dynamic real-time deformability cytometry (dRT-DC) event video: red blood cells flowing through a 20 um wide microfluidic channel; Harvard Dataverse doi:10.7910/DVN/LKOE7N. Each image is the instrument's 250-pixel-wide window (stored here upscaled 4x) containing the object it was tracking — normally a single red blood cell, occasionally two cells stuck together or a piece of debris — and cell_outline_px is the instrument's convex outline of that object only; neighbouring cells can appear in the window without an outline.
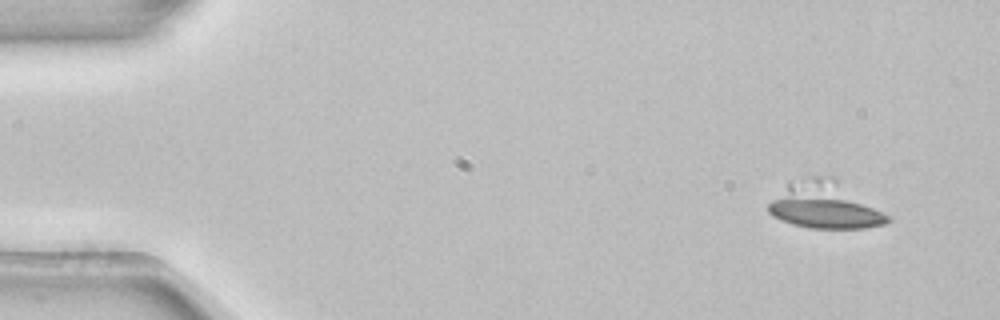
{"species": "common noctule bat (a hibernating species)", "species_latin": "Nyctalus noctula", "temperature_condition": "room temperature", "stored_images_in_passage": 3, "camera_frame_rate_fps": 3000, "um_per_image_px": 0.085, "animal": {"sex": "female", "body_mass_g": 22.7, "forearm_length_mm": 54.2}, "frame": {"image": 1, "passage_image": 1, "time_ms": 0.0, "image_size_px": [1000, 320], "cell_outline_px": [[892, 220], [884, 224], [864, 228], [808, 228], [792, 224], [780, 220], [772, 216], [768, 212], [768, 204], [788, 184], [812, 176], [836, 176], [888, 216]], "centroid_in_image_um": [70.12, 17.45], "position_along_channel_um": 14.9, "area_um2": 32.19}}